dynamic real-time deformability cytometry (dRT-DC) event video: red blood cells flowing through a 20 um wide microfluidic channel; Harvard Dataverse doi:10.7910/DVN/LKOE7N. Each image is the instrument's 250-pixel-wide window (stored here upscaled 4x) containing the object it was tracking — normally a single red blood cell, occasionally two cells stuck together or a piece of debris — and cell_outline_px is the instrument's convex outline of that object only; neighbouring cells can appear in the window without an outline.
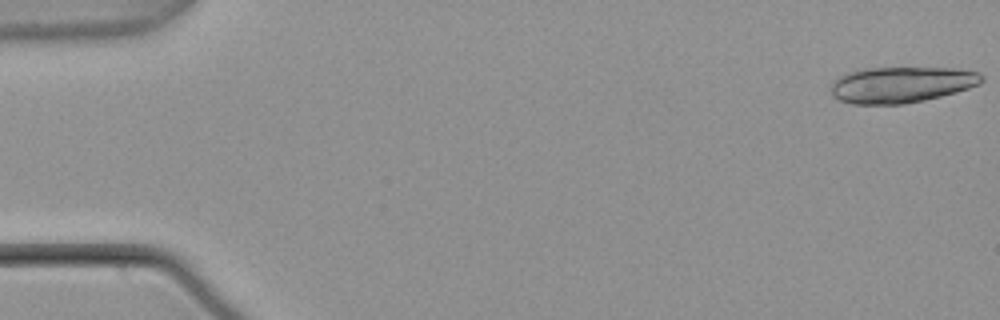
{"species": "common noctule bat (a hibernating species)", "species_latin": "Nyctalus noctula", "temperature_condition": "warm", "stored_images_in_passage": 8, "camera_frame_rate_fps": 3000, "um_per_image_px": 0.085, "animal": {"sex": "male", "body_mass_g": 21.5, "forearm_length_mm": 52.0}, "frame": {"image": 1, "passage_image": 1, "time_ms": 0.0, "image_size_px": [1000, 320], "cell_outline_px": [[984, 80], [980, 84], [956, 92], [924, 100], [904, 104], [852, 104], [840, 100], [832, 96], [832, 84], [840, 76], [848, 72], [868, 68], [960, 68], [980, 72], [984, 76]], "centroid_in_image_um": [76.67, 7.19], "position_along_channel_um": 8.3, "area_um2": 31.67}}